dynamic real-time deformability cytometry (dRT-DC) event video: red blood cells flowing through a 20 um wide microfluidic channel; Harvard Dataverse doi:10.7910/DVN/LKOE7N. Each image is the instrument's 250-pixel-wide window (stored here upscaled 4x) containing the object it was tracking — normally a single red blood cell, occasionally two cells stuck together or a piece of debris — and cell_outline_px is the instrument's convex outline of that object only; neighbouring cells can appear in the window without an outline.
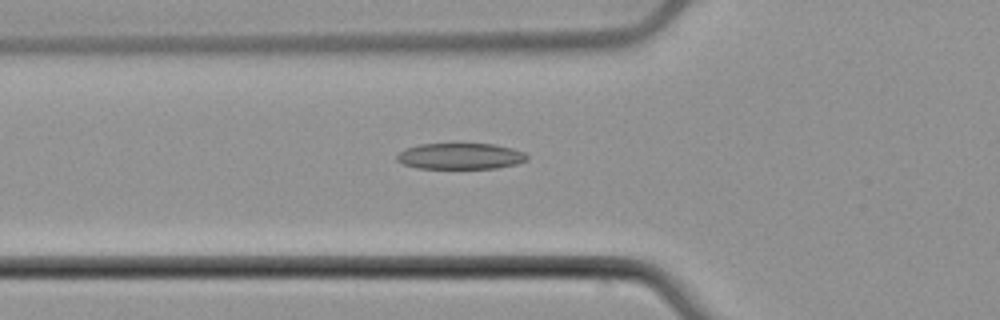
{"species": "common noctule bat (a hibernating species)", "species_latin": "Nyctalus noctula", "temperature_condition": "cold", "stored_images_in_passage": 46, "camera_frame_rate_fps": 3000, "um_per_image_px": 0.085, "animal": {"sex": "male", "body_mass_g": 21.5, "forearm_length_mm": 52.0}, "frame": {"image": 1, "passage_image": 15, "time_ms": 4.667, "image_size_px": [1000, 320], "cell_outline_px": [[528, 160], [516, 164], [496, 168], [416, 168], [404, 164], [396, 160], [396, 156], [404, 148], [420, 144], [496, 144], [512, 148], [524, 152], [528, 156]], "centroid_in_image_um": [39.14, 13.27], "position_along_channel_um": 86.7, "area_um2": 19.83}}
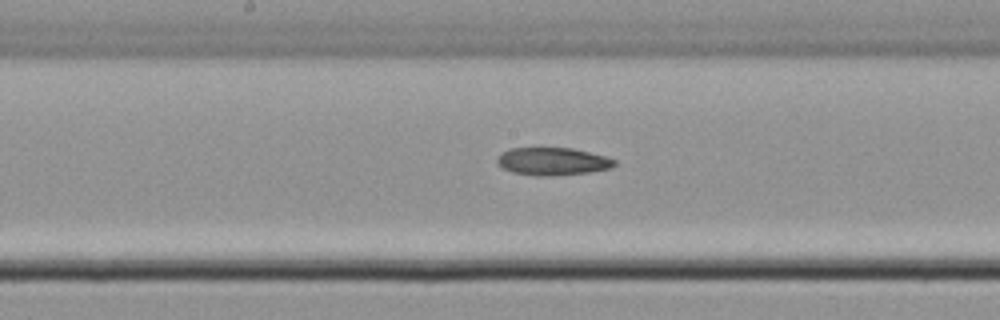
{"frame": {"image": 2, "passage_image": 24, "time_ms": 7.667, "image_size_px": [1000, 320], "cell_outline_px": [[616, 164], [612, 168], [588, 172], [552, 176], [532, 176], [512, 172], [496, 164], [496, 160], [508, 148], [572, 148], [604, 156], [616, 160]], "centroid_in_image_um": [46.96, 13.73], "position_along_channel_um": 201.2, "area_um2": 18.9}}
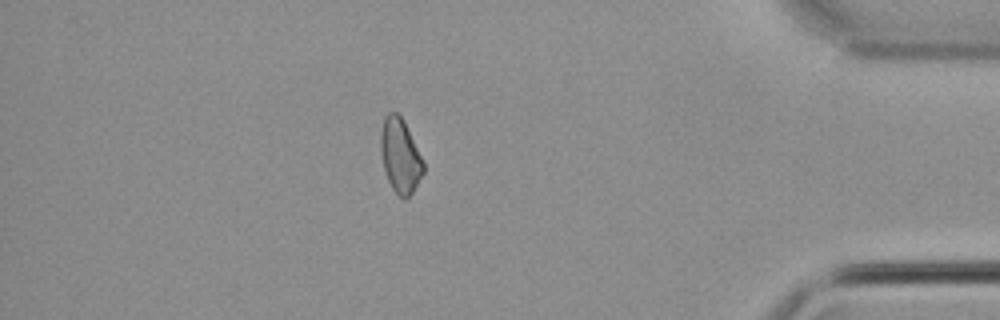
{"frame": {"image": 3, "passage_image": 43, "time_ms": 14.0, "image_size_px": [1000, 320], "cell_outline_px": [[424, 172], [408, 200], [404, 200], [392, 188], [388, 180], [384, 168], [380, 152], [380, 132], [384, 116], [388, 112], [396, 112], [404, 120], [424, 164]], "centroid_in_image_um": [34.0, 13.24], "position_along_channel_um": 401.2, "area_um2": 18.5}}